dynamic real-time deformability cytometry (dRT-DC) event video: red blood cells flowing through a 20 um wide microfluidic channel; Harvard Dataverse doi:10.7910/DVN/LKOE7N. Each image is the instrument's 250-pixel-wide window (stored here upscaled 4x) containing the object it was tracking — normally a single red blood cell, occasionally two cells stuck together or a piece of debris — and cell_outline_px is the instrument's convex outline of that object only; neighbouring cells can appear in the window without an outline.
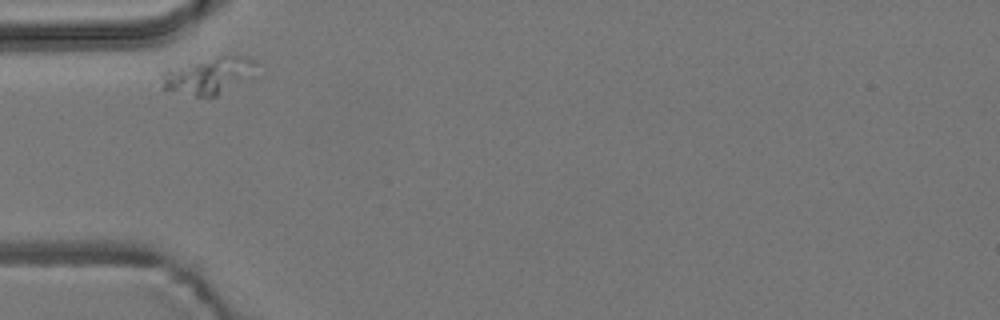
{"species": "common noctule bat (a hibernating species)", "species_latin": "Nyctalus noctula", "temperature_condition": "room temperature", "stored_images_in_passage": 3, "segment_of_instrument_passage": [1, 2], "camera_frame_rate_fps": 3000, "um_per_image_px": 0.085, "animal": {"sex": "male", "body_mass_g": 19.2, "forearm_length_mm": 51.8}, "frame": {"image": 1, "passage_image": 1, "time_ms": 0.0, "image_size_px": [1000, 320], "cell_outline_px": [[260, 76], [216, 96], [196, 96], [160, 88], [160, 72], [168, 68], [220, 56], [240, 56], [252, 60]], "centroid_in_image_um": [17.77, 6.45], "position_along_channel_um": 67.2, "area_um2": 20.75}}